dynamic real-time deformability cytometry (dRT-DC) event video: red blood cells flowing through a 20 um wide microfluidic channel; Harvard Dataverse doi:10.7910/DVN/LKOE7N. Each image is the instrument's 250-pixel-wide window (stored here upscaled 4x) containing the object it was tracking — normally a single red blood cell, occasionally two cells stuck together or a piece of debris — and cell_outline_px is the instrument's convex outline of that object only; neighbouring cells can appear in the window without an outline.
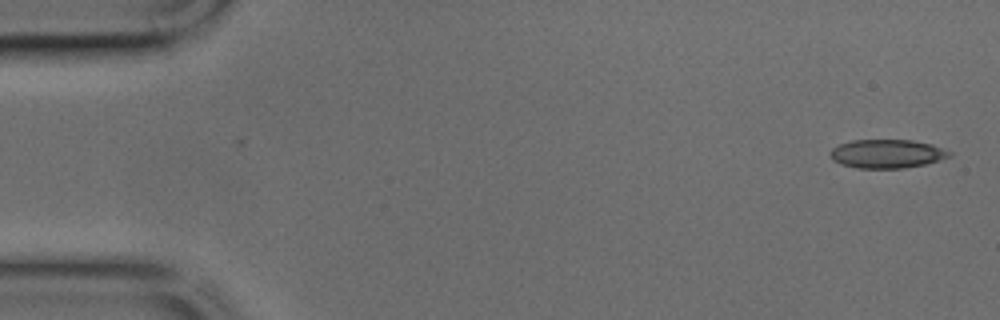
{"species": "common noctule bat (a hibernating species)", "species_latin": "Nyctalus noctula", "temperature_condition": "cold", "stored_images_in_passage": 43, "camera_frame_rate_fps": 3000, "um_per_image_px": 0.085, "animal": {"sex": "male", "body_mass_g": 17.9, "forearm_length_mm": 54.2}, "frame": {"image": 1, "passage_image": 1, "time_ms": 0.0, "image_size_px": [1000, 320], "cell_outline_px": [[952, 156], [940, 160], [924, 164], [904, 168], [856, 168], [840, 164], [832, 160], [828, 152], [832, 148], [840, 144], [852, 140], [912, 140], [932, 144], [952, 152]], "centroid_in_image_um": [75.38, 13.07], "position_along_channel_um": 9.6, "area_um2": 20.06}}
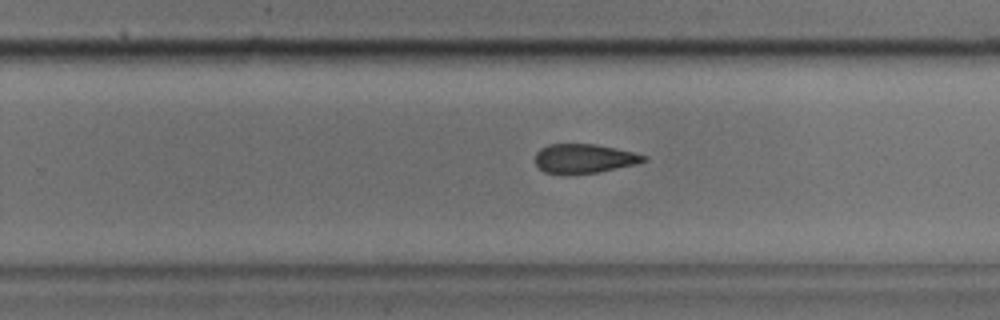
{"frame": {"image": 2, "passage_image": 27, "time_ms": 8.667, "image_size_px": [1000, 320], "cell_outline_px": [[648, 160], [636, 164], [600, 172], [544, 172], [536, 164], [536, 152], [540, 148], [548, 144], [596, 144], [616, 148], [648, 156]], "centroid_in_image_um": [49.69, 13.44], "position_along_channel_um": 280.1, "area_um2": 18.09}}
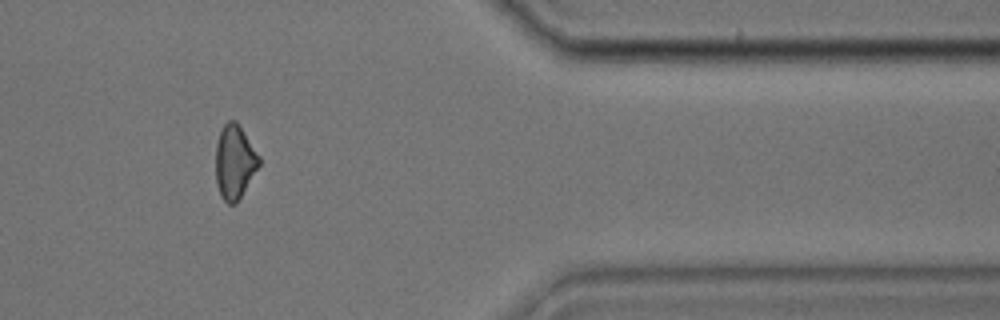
{"frame": {"image": 3, "passage_image": 36, "time_ms": 11.667, "image_size_px": [1000, 320], "cell_outline_px": [[260, 164], [236, 204], [228, 204], [220, 196], [216, 184], [216, 144], [220, 132], [224, 124], [228, 120], [236, 120], [260, 156]], "centroid_in_image_um": [19.93, 13.77], "position_along_channel_um": 391.5, "area_um2": 18.67}}